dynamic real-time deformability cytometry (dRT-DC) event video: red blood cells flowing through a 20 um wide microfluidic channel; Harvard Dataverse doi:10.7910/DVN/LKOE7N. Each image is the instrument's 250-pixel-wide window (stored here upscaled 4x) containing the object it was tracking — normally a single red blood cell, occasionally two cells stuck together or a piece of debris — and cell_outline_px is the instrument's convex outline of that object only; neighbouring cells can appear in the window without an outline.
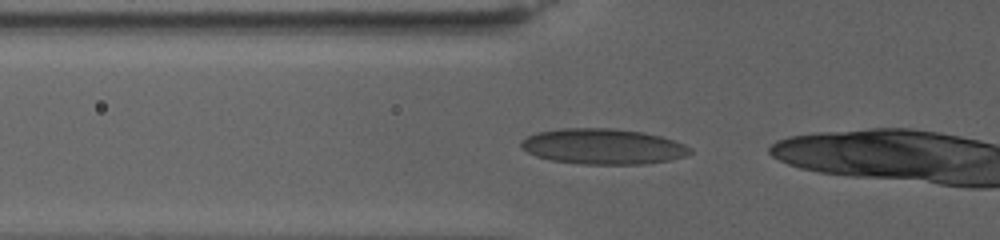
{"species": "human", "species_latin": "Homo sapiens", "temperature_condition": "warm", "stored_images_in_passage": 32, "camera_frame_rate_fps": 3000, "um_per_image_px": 0.085, "donor": {"sex": "female"}, "frame": {"image": 1, "passage_image": 2, "time_ms": 0.333, "image_size_px": [1000, 240], "cell_outline_px": [[692, 152], [688, 156], [672, 160], [644, 164], [580, 164], [548, 160], [536, 156], [528, 152], [520, 144], [520, 140], [536, 132], [560, 128], [612, 128], [644, 132], [660, 136], [684, 144], [692, 148]], "centroid_in_image_um": [51.27, 12.45], "position_along_channel_um": 74.5, "area_um2": 35.32}}
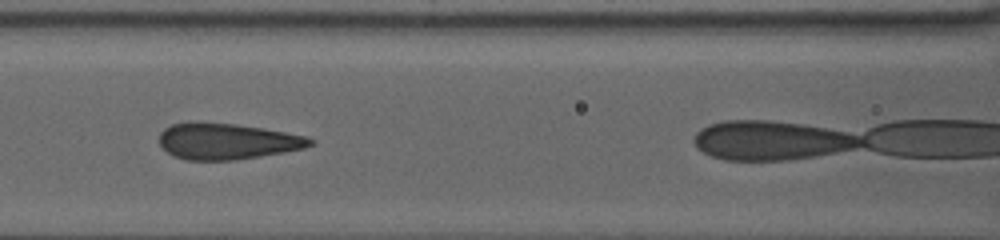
{"frame": {"image": 2, "passage_image": 10, "time_ms": 3.0, "image_size_px": [1000, 240], "cell_outline_px": [[316, 144], [304, 148], [284, 152], [236, 160], [184, 160], [168, 152], [160, 144], [160, 132], [164, 128], [172, 124], [196, 120], [236, 124], [308, 136], [316, 140]], "centroid_in_image_um": [19.31, 11.99], "position_along_channel_um": 147.3, "area_um2": 32.08}}
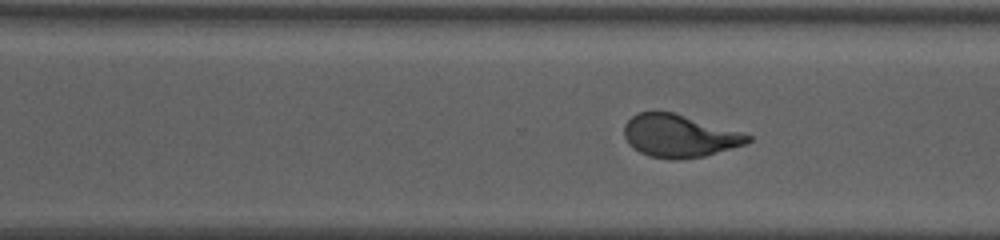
{"frame": {"image": 3, "passage_image": 28, "time_ms": 9.0, "image_size_px": [1000, 240], "cell_outline_px": [[752, 140], [744, 144], [704, 156], [676, 160], [668, 160], [648, 156], [632, 148], [628, 144], [624, 136], [624, 124], [632, 116], [640, 112], [672, 112], [740, 132], [752, 136]], "centroid_in_image_um": [57.68, 11.57], "position_along_channel_um": 312.9, "area_um2": 30.46}}